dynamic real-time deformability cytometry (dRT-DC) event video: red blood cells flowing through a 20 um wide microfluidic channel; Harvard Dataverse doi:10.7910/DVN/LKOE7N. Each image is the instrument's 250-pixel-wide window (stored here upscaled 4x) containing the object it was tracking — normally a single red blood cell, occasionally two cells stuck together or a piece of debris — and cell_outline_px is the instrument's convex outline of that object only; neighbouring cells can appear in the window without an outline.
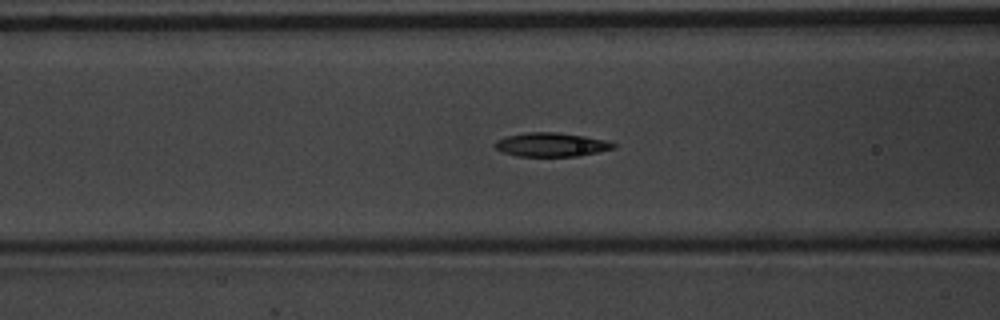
{"species": "common noctule bat (a hibernating species)", "species_latin": "Nyctalus noctula", "temperature_condition": "warm", "stored_images_in_passage": 57, "camera_frame_rate_fps": 3000, "um_per_image_px": 0.085, "animal": {"sex": "male", "body_mass_g": 20.1, "forearm_length_mm": 53.5}, "frame": {"image": 1, "passage_image": 23, "time_ms": 7.333, "image_size_px": [1000, 320], "cell_outline_px": [[616, 148], [580, 156], [516, 156], [504, 152], [496, 148], [492, 144], [496, 140], [508, 136], [528, 132], [556, 132], [584, 136], [604, 140], [616, 144]], "centroid_in_image_um": [46.86, 12.3], "position_along_channel_um": 119.7, "area_um2": 16.42}}
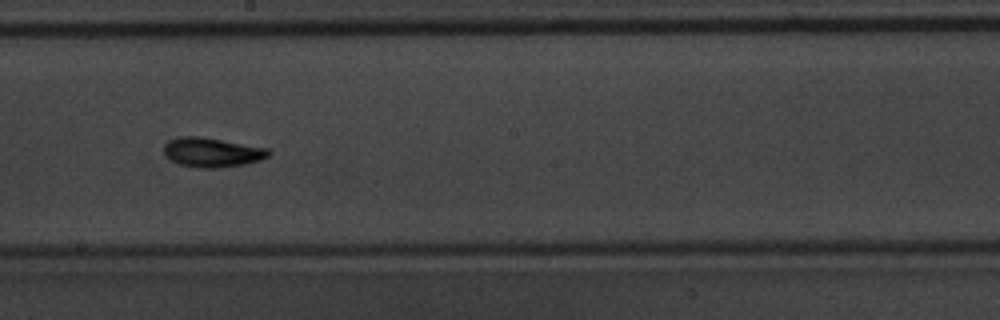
{"frame": {"image": 2, "passage_image": 32, "time_ms": 10.333, "image_size_px": [1000, 320], "cell_outline_px": [[272, 152], [268, 156], [260, 160], [244, 164], [216, 168], [200, 168], [180, 164], [172, 160], [164, 152], [164, 144], [180, 136], [200, 136], [268, 148]], "centroid_in_image_um": [18.06, 12.94], "position_along_channel_um": 230.1, "area_um2": 17.74}}
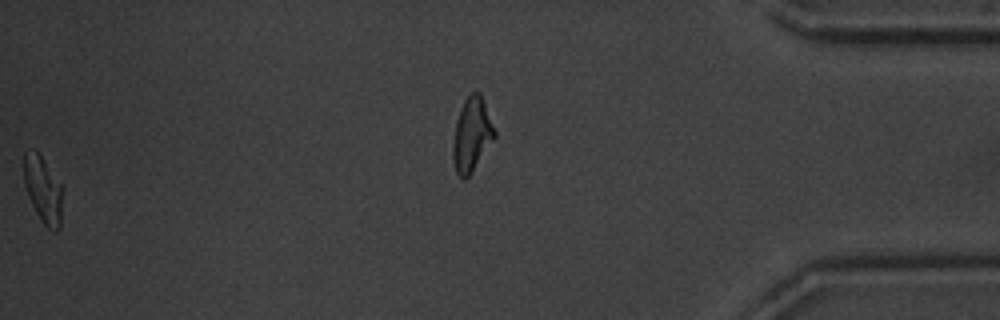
{"frame": {"image": 3, "passage_image": 56, "time_ms": 18.333, "image_size_px": [1000, 320], "cell_outline_px": [[64, 188], [60, 228], [56, 232], [52, 232], [40, 220], [28, 196], [24, 184], [24, 152], [36, 152], [44, 160]], "centroid_in_image_um": [3.7, 16.2], "position_along_channel_um": 431.5, "area_um2": 15.14}, "authors_computed_cell_mechanics": {"area_um2": 16.4152, "velocity_mm_per_s": 3.6759, "shape_relaxation_time_tau1_ms": 3.4933, "shape_relaxation_time_tau2_ms": 3.9732, "deformation_change_tau1": 0.1811, "deformation_change_tau2": 0.1107}}